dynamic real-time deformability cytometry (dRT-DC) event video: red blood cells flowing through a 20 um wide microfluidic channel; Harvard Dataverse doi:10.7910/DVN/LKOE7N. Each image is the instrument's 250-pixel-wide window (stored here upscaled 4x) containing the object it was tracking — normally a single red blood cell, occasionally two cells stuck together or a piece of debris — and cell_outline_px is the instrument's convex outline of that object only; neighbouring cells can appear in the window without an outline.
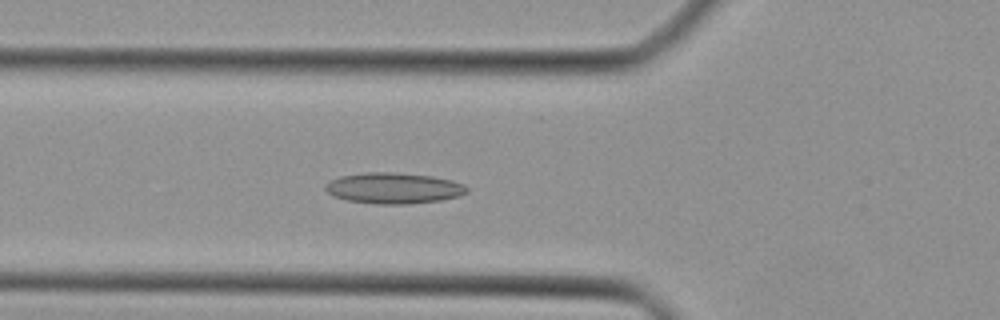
{"species": "Egyptian fruit bat (a non-hibernating species)", "species_latin": "Rousettus aegyptiacus", "temperature_condition": "cold", "stored_images_in_passage": 34, "camera_frame_rate_fps": 3000, "um_per_image_px": 0.085, "animal": {"sex": "female"}, "frame": {"image": 1, "passage_image": 5, "time_ms": 1.333, "image_size_px": [1000, 320], "cell_outline_px": [[468, 192], [460, 196], [440, 200], [408, 204], [376, 204], [348, 200], [332, 196], [324, 188], [324, 184], [340, 176], [364, 172], [392, 172], [432, 176], [452, 180], [464, 184], [468, 188]], "centroid_in_image_um": [33.46, 15.99], "position_along_channel_um": 92.3, "area_um2": 25.61}}
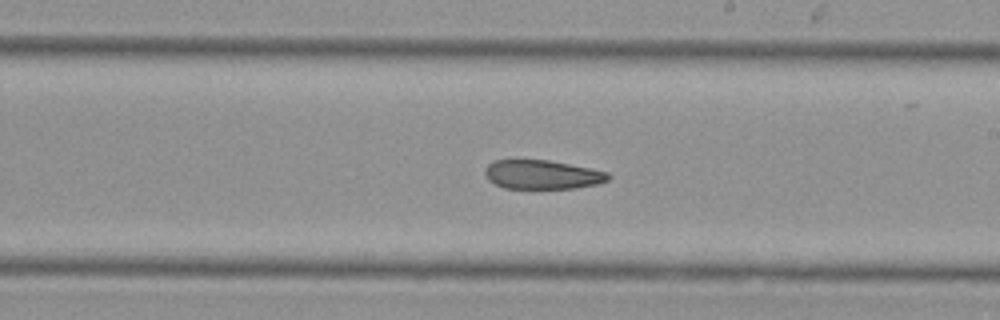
{"frame": {"image": 2, "passage_image": 15, "time_ms": 4.667, "image_size_px": [1000, 320], "cell_outline_px": [[612, 176], [608, 180], [596, 184], [576, 188], [504, 188], [488, 180], [484, 172], [484, 168], [492, 160], [548, 160], [608, 172]], "centroid_in_image_um": [46.06, 14.84], "position_along_channel_um": 242.9, "area_um2": 20.75}}
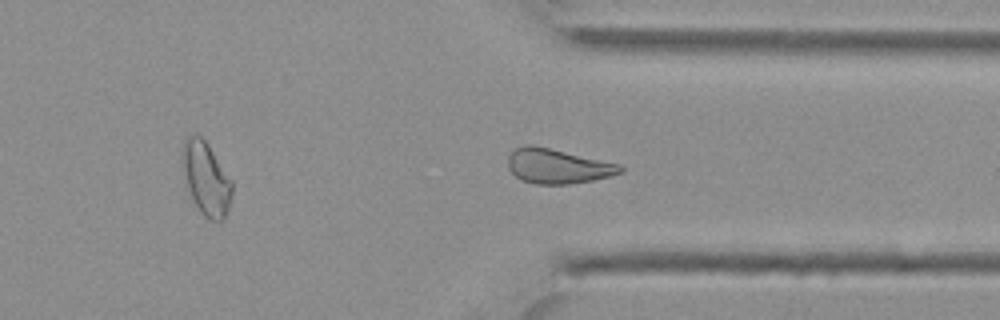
{"frame": {"image": 3, "passage_image": 23, "time_ms": 7.333, "image_size_px": [1000, 320], "cell_outline_px": [[624, 172], [612, 176], [592, 180], [568, 184], [536, 184], [520, 180], [508, 168], [508, 156], [516, 148], [528, 144], [532, 144], [620, 164], [624, 168]], "centroid_in_image_um": [47.41, 14.13], "position_along_channel_um": 364.0, "area_um2": 22.72}}